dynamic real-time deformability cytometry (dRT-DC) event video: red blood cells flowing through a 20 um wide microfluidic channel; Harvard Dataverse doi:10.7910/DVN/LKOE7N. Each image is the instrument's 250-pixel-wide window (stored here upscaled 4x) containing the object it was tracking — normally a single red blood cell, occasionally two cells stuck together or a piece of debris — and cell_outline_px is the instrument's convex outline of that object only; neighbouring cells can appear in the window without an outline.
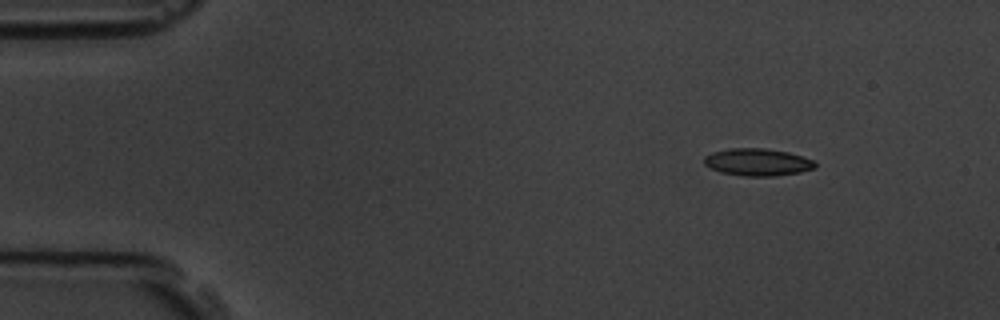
{"species": "common noctule bat (a hibernating species)", "species_latin": "Nyctalus noctula", "temperature_condition": "room temperature", "stored_images_in_passage": 9, "camera_frame_rate_fps": 3000, "um_per_image_px": 0.085, "animal": {"sex": "male", "body_mass_g": 19.5, "forearm_length_mm": 54.6}, "frame": {"image": 1, "passage_image": 1, "time_ms": 0.0, "image_size_px": [1000, 320], "cell_outline_px": [[816, 168], [800, 172], [772, 176], [744, 176], [720, 172], [704, 164], [704, 156], [712, 152], [728, 148], [764, 148], [788, 152], [812, 160], [816, 164]], "centroid_in_image_um": [64.36, 13.78], "position_along_channel_um": 20.6, "area_um2": 17.57}}
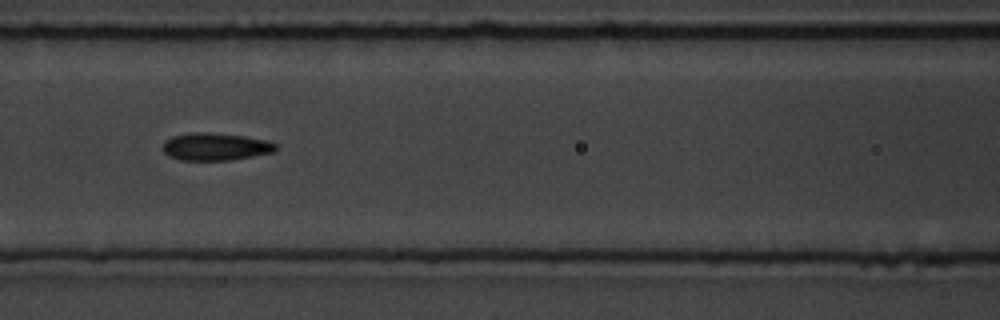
{"frame": {"image": 2, "passage_image": 6, "time_ms": 5.667, "image_size_px": [1000, 320], "cell_outline_px": [[276, 148], [272, 152], [232, 160], [180, 160], [168, 156], [164, 152], [164, 140], [172, 136], [188, 132], [208, 132], [244, 136], [264, 140], [276, 144]], "centroid_in_image_um": [18.25, 12.46], "position_along_channel_um": 148.3, "area_um2": 18.03}}
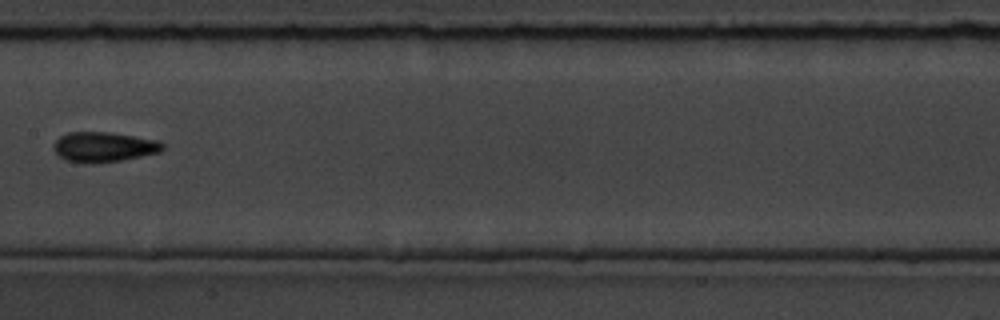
{"frame": {"image": 3, "passage_image": 7, "time_ms": 7.0, "image_size_px": [1000, 320], "cell_outline_px": [[164, 148], [160, 152], [120, 160], [92, 164], [88, 164], [64, 160], [52, 148], [52, 144], [60, 136], [68, 132], [108, 132], [160, 140], [164, 144]], "centroid_in_image_um": [8.8, 12.49], "position_along_channel_um": 198.6, "area_um2": 19.19}}